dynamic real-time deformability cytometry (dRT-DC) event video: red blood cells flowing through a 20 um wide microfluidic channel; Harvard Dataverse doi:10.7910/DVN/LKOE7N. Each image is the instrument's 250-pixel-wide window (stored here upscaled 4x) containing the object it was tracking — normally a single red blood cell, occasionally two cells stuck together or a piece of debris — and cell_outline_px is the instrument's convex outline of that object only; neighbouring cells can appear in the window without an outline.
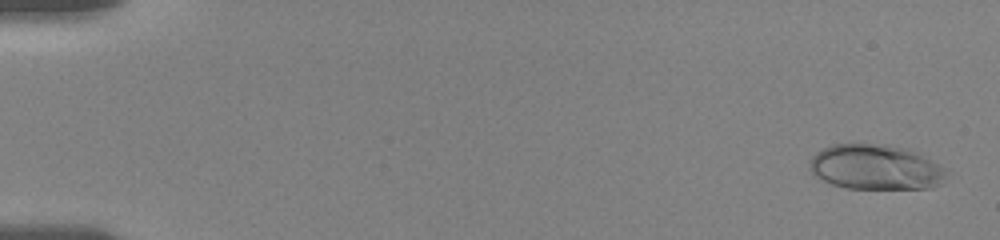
{"species": "human", "species_latin": "Homo sapiens", "temperature_condition": "room temperature", "stored_images_in_passage": 55, "camera_frame_rate_fps": 3000, "um_per_image_px": 0.085, "donor": {"sex": "female"}, "frame": {"image": 1, "passage_image": 1, "time_ms": 0.0, "image_size_px": [1000, 240], "cell_outline_px": [[952, 172], [940, 184], [928, 188], [848, 188], [832, 184], [816, 176], [812, 172], [812, 156], [816, 152], [832, 144], [884, 144], [908, 148]], "centroid_in_image_um": [74.49, 14.2], "position_along_channel_um": 10.5, "area_um2": 35.72}}
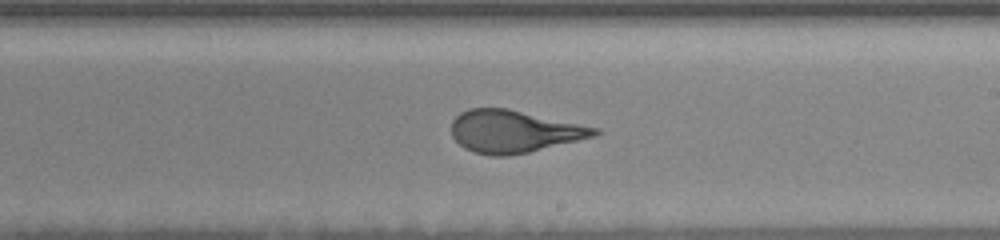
{"frame": {"image": 2, "passage_image": 33, "time_ms": 10.667, "image_size_px": [1000, 240], "cell_outline_px": [[600, 132], [596, 136], [528, 152], [508, 156], [488, 156], [472, 152], [464, 148], [452, 136], [452, 120], [460, 112], [468, 108], [508, 108], [600, 128]], "centroid_in_image_um": [43.67, 11.17], "position_along_channel_um": 245.3, "area_um2": 35.49}}
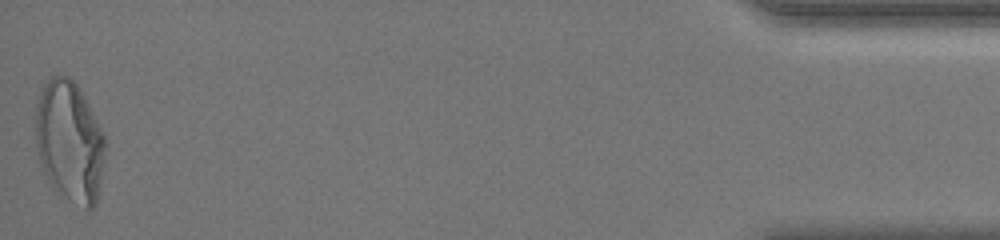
{"frame": {"image": 3, "passage_image": 55, "time_ms": 18.0, "image_size_px": [1000, 240], "cell_outline_px": [[104, 156], [96, 204], [88, 212], [56, 192], [48, 180], [40, 164], [36, 144], [36, 108], [40, 92], [48, 76], [68, 76], [76, 84], [84, 96], [104, 136]], "centroid_in_image_um": [5.89, 12.06], "position_along_channel_um": 429.3, "area_um2": 48.96}, "authors_computed_cell_mechanics": {"area_um2": 35.4314, "velocity_mm_per_s": 3.6191, "shape_relaxation_time_tau1_ms": 4.5117, "shape_relaxation_time_tau2_ms": null, "deformation_change_tau1": 0.2086, "deformation_change_tau2": null}}